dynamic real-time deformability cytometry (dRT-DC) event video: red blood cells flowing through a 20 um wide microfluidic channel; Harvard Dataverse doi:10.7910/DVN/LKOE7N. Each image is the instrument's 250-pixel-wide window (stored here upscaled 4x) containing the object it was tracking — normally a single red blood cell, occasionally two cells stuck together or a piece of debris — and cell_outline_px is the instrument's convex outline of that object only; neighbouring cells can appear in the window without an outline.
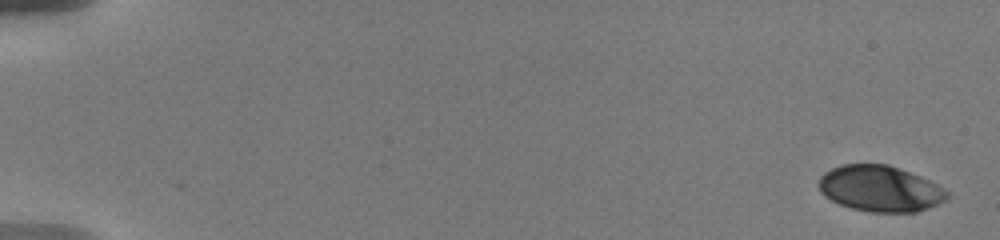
{"species": "human", "species_latin": "Homo sapiens", "temperature_condition": "warm", "stored_images_in_passage": 19, "camera_frame_rate_fps": 3000, "um_per_image_px": 0.085, "donor": {"sex": "male"}, "frame": {"image": 1, "passage_image": 1, "time_ms": 0.0, "image_size_px": [1000, 240], "cell_outline_px": [[948, 196], [944, 200], [928, 208], [916, 212], [868, 212], [852, 208], [840, 204], [824, 196], [820, 192], [820, 176], [824, 172], [840, 164], [888, 164], [900, 168], [920, 176], [944, 188], [948, 192]], "centroid_in_image_um": [74.79, 16.03], "position_along_channel_um": 10.2, "area_um2": 34.28}}
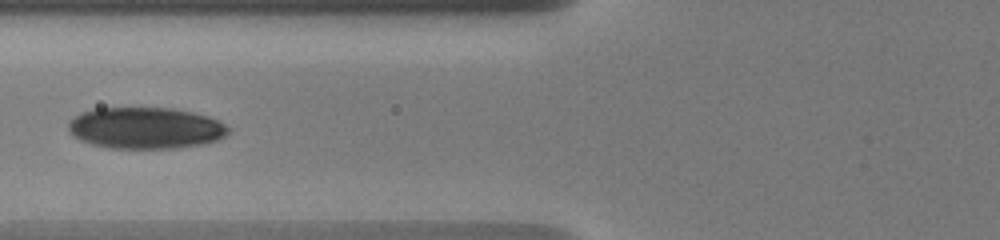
{"frame": {"image": 2, "passage_image": 11, "time_ms": 7.667, "image_size_px": [1000, 240], "cell_outline_px": [[228, 132], [224, 136], [216, 140], [200, 144], [172, 148], [108, 148], [92, 144], [80, 140], [72, 136], [68, 132], [68, 120], [80, 112], [96, 108], [172, 108], [192, 112], [208, 116], [224, 124], [228, 128]], "centroid_in_image_um": [12.29, 10.87], "position_along_channel_um": 113.5, "area_um2": 38.61}}
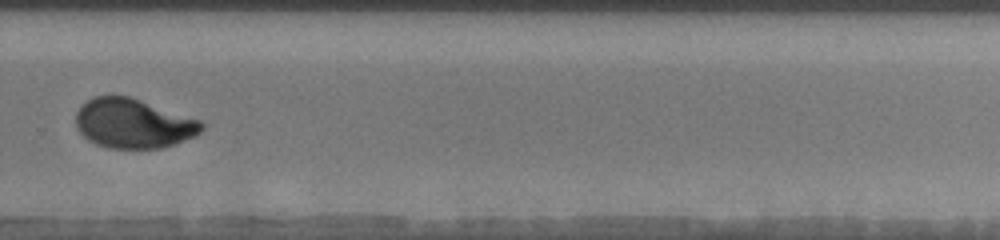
{"frame": {"image": 3, "passage_image": 18, "time_ms": 13.333, "image_size_px": [1000, 240], "cell_outline_px": [[204, 128], [196, 136], [160, 148], [108, 148], [96, 144], [88, 140], [76, 128], [76, 112], [80, 104], [92, 96], [128, 96], [200, 120], [204, 124]], "centroid_in_image_um": [11.29, 10.49], "position_along_channel_um": 318.5, "area_um2": 36.18}}